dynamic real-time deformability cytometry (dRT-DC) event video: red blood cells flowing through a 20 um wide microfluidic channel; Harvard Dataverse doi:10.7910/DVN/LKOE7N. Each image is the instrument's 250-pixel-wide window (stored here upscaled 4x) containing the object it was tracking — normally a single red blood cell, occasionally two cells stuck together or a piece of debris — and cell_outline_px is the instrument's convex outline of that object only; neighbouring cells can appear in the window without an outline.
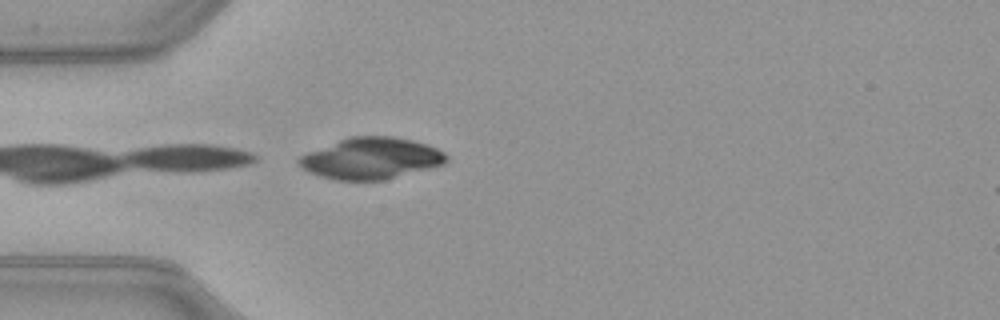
{"species": "common noctule bat (a hibernating species)", "species_latin": "Nyctalus noctula", "temperature_condition": "warm", "stored_images_in_passage": 15, "camera_frame_rate_fps": 3000, "um_per_image_px": 0.085, "animal": {"sex": "female", "body_mass_g": 21.9}, "frame": {"image": 1, "passage_image": 15, "time_ms": 4.667, "image_size_px": [1000, 320], "cell_outline_px": [[448, 160], [444, 164], [384, 180], [336, 180], [320, 176], [308, 172], [296, 160], [300, 156], [308, 152], [340, 140], [352, 136], [392, 136], [412, 140], [428, 144], [444, 152], [448, 156]], "centroid_in_image_um": [31.57, 13.46], "position_along_channel_um": 53.4, "area_um2": 35.32}}